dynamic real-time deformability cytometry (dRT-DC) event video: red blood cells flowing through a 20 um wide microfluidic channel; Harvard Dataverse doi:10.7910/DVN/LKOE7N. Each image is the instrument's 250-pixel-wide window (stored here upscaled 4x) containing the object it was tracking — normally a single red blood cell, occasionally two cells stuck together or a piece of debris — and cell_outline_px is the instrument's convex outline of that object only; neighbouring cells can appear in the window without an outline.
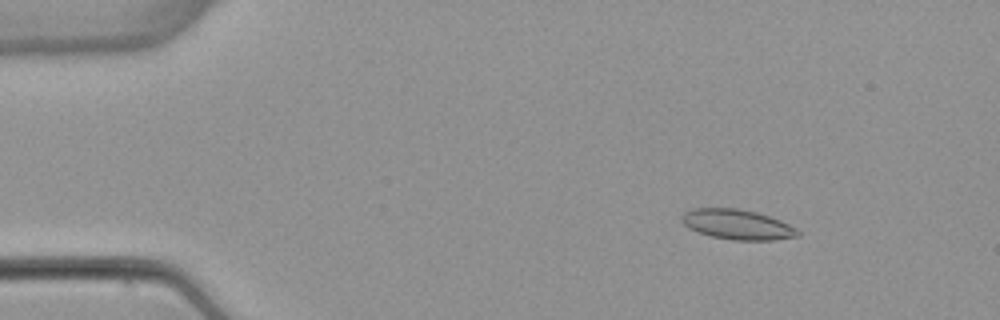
{"species": "common noctule bat (a hibernating species)", "species_latin": "Nyctalus noctula", "temperature_condition": "warm", "stored_images_in_passage": 48, "camera_frame_rate_fps": 3000, "um_per_image_px": 0.085, "animal": {"sex": "female", "body_mass_g": 22.7, "forearm_length_mm": 54.2}, "frame": {"image": 1, "passage_image": 2, "time_ms": 0.333, "image_size_px": [1000, 320], "cell_outline_px": [[800, 236], [772, 240], [732, 240], [712, 236], [688, 228], [680, 220], [680, 216], [684, 212], [692, 208], [736, 208], [756, 212], [780, 220], [796, 228], [800, 232]], "centroid_in_image_um": [62.65, 19.08], "position_along_channel_um": 22.3, "area_um2": 20.29}}
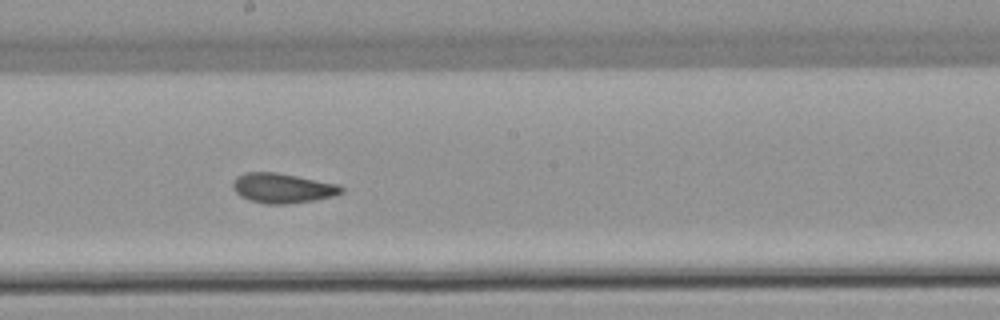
{"frame": {"image": 2, "passage_image": 24, "time_ms": 7.667, "image_size_px": [1000, 320], "cell_outline_px": [[344, 192], [336, 196], [316, 200], [288, 204], [268, 204], [248, 200], [240, 196], [232, 188], [232, 180], [236, 176], [244, 172], [276, 172], [340, 184], [344, 188]], "centroid_in_image_um": [24.03, 15.99], "position_along_channel_um": 224.2, "area_um2": 19.25}}
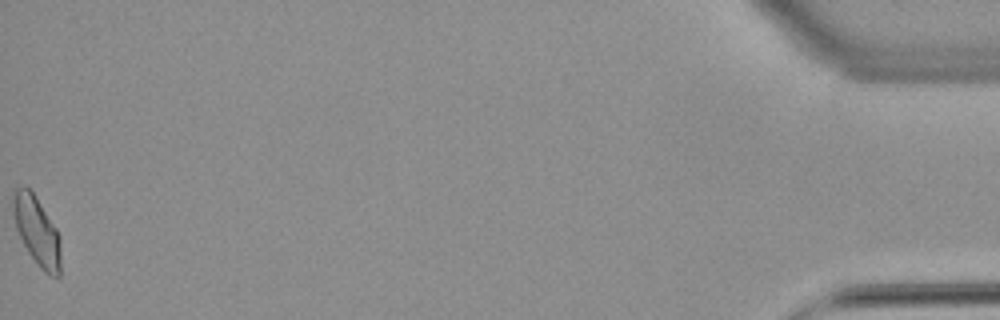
{"frame": {"image": 3, "passage_image": 48, "time_ms": 15.667, "image_size_px": [1000, 320], "cell_outline_px": [[60, 276], [52, 276], [44, 272], [36, 264], [28, 252], [16, 228], [12, 212], [12, 192], [16, 188], [28, 188], [36, 196], [56, 228], [60, 236]], "centroid_in_image_um": [3.13, 19.63], "position_along_channel_um": 432.1, "area_um2": 19.13}, "authors_computed_cell_mechanics": {"area_um2": 18.6694, "velocity_mm_per_s": 3.8805, "shape_relaxation_time_tau1_ms": 8.0877, "shape_relaxation_time_tau2_ms": 1.712, "deformation_change_tau1": 0.1727, "deformation_change_tau2": 0.0649}}